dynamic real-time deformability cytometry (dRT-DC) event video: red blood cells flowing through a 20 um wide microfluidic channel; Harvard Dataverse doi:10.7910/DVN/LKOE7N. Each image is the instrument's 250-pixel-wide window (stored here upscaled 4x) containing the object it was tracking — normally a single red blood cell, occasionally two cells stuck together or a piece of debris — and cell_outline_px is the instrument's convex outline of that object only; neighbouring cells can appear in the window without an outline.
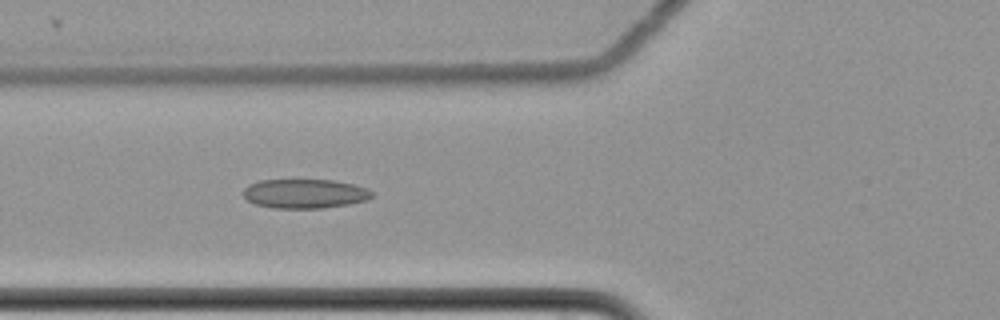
{"species": "common noctule bat (a hibernating species)", "species_latin": "Nyctalus noctula", "temperature_condition": "cold", "stored_images_in_passage": 37, "camera_frame_rate_fps": 3000, "um_per_image_px": 0.085, "animal": {"sex": "female", "body_mass_g": 22.7, "forearm_length_mm": 54.2}, "frame": {"image": 1, "passage_image": 8, "time_ms": 2.333, "image_size_px": [1000, 320], "cell_outline_px": [[372, 196], [368, 200], [348, 204], [324, 208], [272, 208], [256, 204], [248, 200], [244, 196], [244, 188], [248, 184], [260, 180], [332, 180], [352, 184], [368, 188], [372, 192]], "centroid_in_image_um": [25.91, 16.46], "position_along_channel_um": 99.9, "area_um2": 21.91}}
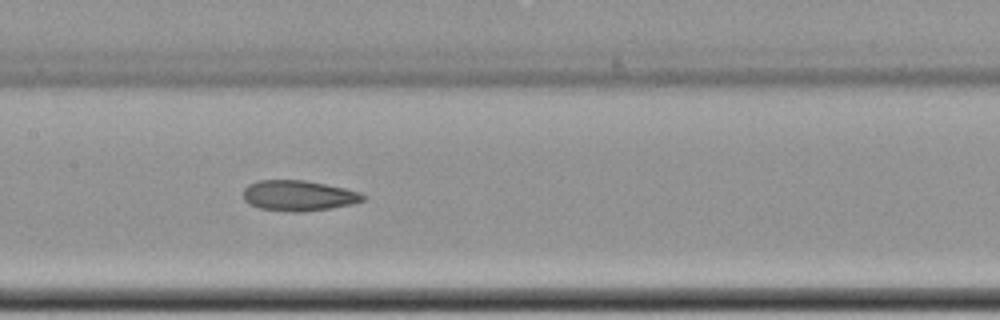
{"frame": {"image": 2, "passage_image": 15, "time_ms": 4.667, "image_size_px": [1000, 320], "cell_outline_px": [[364, 200], [352, 204], [332, 208], [300, 212], [292, 212], [260, 208], [248, 204], [244, 200], [244, 188], [248, 184], [256, 180], [304, 180], [344, 188], [360, 192], [364, 196]], "centroid_in_image_um": [25.34, 16.63], "position_along_channel_um": 182.1, "area_um2": 21.27}}
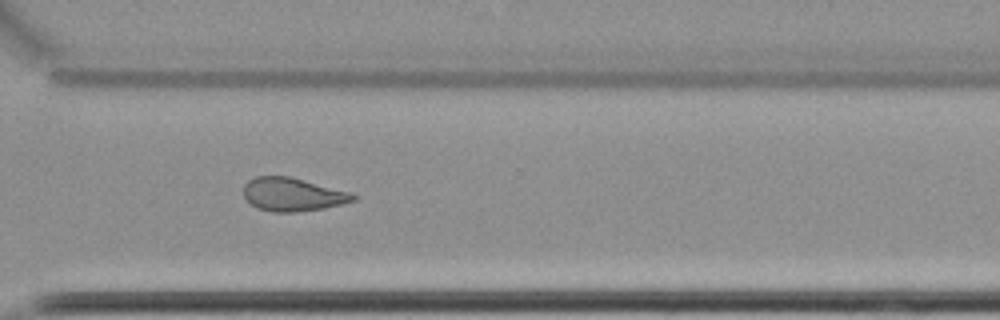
{"frame": {"image": 3, "passage_image": 29, "time_ms": 9.333, "image_size_px": [1000, 320], "cell_outline_px": [[356, 200], [324, 208], [296, 212], [272, 212], [256, 208], [244, 196], [244, 184], [248, 180], [256, 176], [288, 176], [352, 192], [356, 196]], "centroid_in_image_um": [24.87, 16.53], "position_along_channel_um": 345.7, "area_um2": 21.27}, "authors_computed_cell_mechanics": {"area_um2": 21.4438, "velocity_mm_per_s": 3.5058, "shape_relaxation_time_tau1_ms": null, "shape_relaxation_time_tau2_ms": 4.6034, "deformation_change_tau1": null, "deformation_change_tau2": 0.1065}}